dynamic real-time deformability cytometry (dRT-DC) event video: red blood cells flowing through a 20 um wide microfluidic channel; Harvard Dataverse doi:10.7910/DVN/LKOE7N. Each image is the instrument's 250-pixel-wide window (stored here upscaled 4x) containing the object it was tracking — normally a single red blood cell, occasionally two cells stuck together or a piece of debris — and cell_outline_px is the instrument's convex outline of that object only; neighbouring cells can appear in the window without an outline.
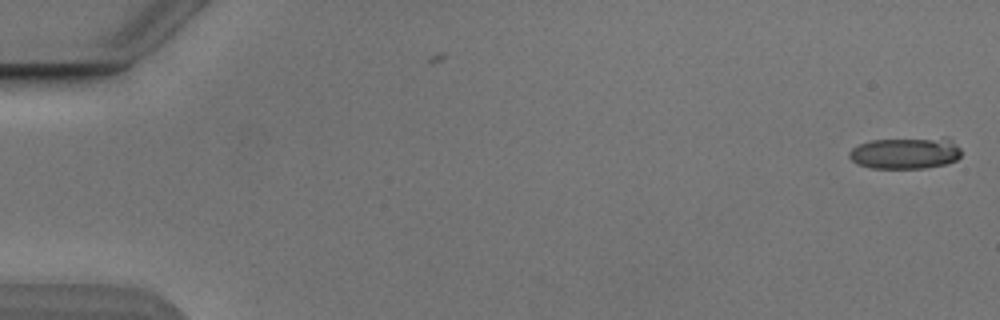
{"species": "Egyptian fruit bat (a non-hibernating species)", "species_latin": "Rousettus aegyptiacus", "temperature_condition": "cold", "stored_images_in_passage": 16, "camera_frame_rate_fps": 3000, "um_per_image_px": 0.085, "animal": {"sex": "male"}, "frame": {"image": 1, "passage_image": 1, "time_ms": 0.0, "image_size_px": [1000, 320], "cell_outline_px": [[960, 156], [956, 160], [944, 164], [924, 168], [872, 168], [856, 164], [848, 156], [848, 152], [852, 148], [860, 144], [872, 140], [944, 136], [948, 136], [960, 148]], "centroid_in_image_um": [76.98, 12.98], "position_along_channel_um": 8.0, "area_um2": 21.04}}
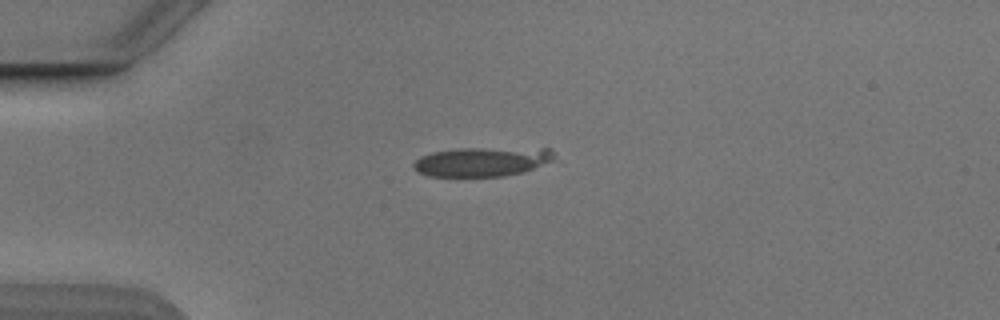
{"frame": {"image": 2, "passage_image": 14, "time_ms": 4.333, "image_size_px": [1000, 320], "cell_outline_px": [[556, 156], [552, 160], [532, 168], [520, 172], [504, 176], [428, 176], [420, 172], [412, 164], [420, 156], [432, 152], [456, 148], [552, 148]], "centroid_in_image_um": [40.98, 13.72], "position_along_channel_um": 44.0, "area_um2": 23.87}}